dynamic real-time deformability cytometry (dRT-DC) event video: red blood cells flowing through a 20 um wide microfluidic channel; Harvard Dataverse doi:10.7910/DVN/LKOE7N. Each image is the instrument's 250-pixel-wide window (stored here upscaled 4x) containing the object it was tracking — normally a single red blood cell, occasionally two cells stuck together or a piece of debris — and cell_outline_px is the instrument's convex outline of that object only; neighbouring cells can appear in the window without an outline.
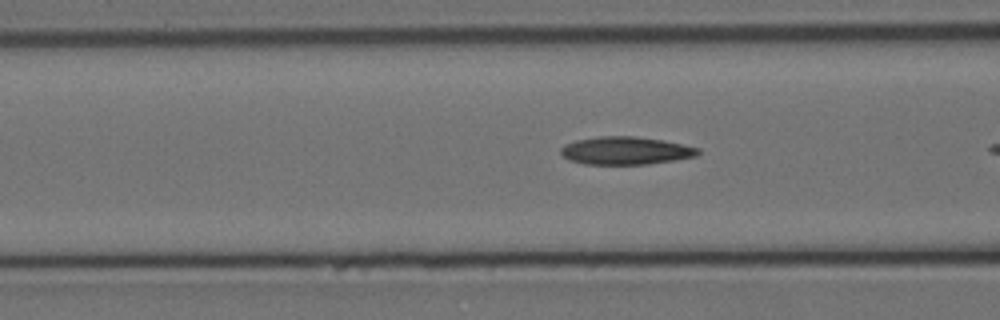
{"species": "Egyptian fruit bat (a non-hibernating species)", "species_latin": "Rousettus aegyptiacus", "temperature_condition": "cold", "stored_images_in_passage": 35, "camera_frame_rate_fps": 3000, "um_per_image_px": 0.085, "animal": {"sex": "female"}, "frame": {"image": 1, "passage_image": 18, "time_ms": 5.667, "image_size_px": [1000, 320], "cell_outline_px": [[700, 152], [696, 156], [648, 164], [584, 164], [568, 160], [560, 152], [560, 148], [564, 144], [576, 140], [600, 136], [636, 136], [684, 144], [700, 148]], "centroid_in_image_um": [53.16, 12.8], "position_along_channel_um": 113.4, "area_um2": 22.25}}
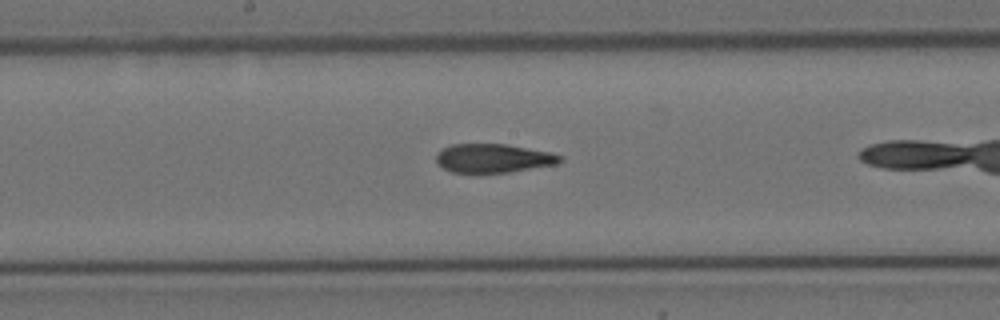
{"frame": {"image": 2, "passage_image": 26, "time_ms": 8.333, "image_size_px": [1000, 320], "cell_outline_px": [[564, 160], [556, 164], [508, 172], [452, 172], [436, 164], [436, 152], [452, 144], [504, 144], [552, 152], [564, 156]], "centroid_in_image_um": [41.94, 13.44], "position_along_channel_um": 206.3, "area_um2": 20.75}}
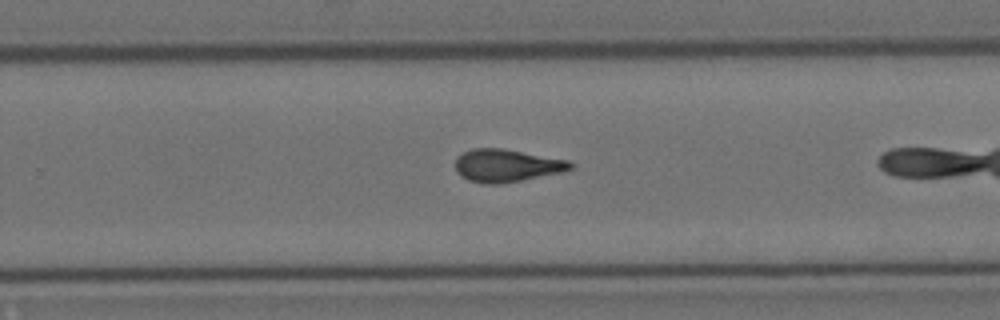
{"frame": {"image": 3, "passage_image": 33, "time_ms": 10.667, "image_size_px": [1000, 320], "cell_outline_px": [[576, 164], [572, 168], [560, 172], [500, 184], [484, 184], [468, 180], [460, 176], [456, 172], [456, 156], [472, 148], [504, 148], [568, 160]], "centroid_in_image_um": [43.03, 14.06], "position_along_channel_um": 286.8, "area_um2": 21.96}}